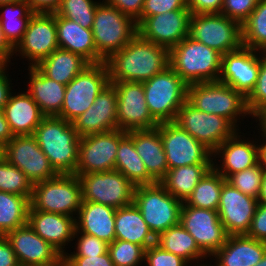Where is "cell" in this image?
Segmentation results:
<instances>
[{
    "mask_svg": "<svg viewBox=\"0 0 266 266\" xmlns=\"http://www.w3.org/2000/svg\"><path fill=\"white\" fill-rule=\"evenodd\" d=\"M224 0H187V7L192 14L220 13Z\"/></svg>",
    "mask_w": 266,
    "mask_h": 266,
    "instance_id": "cell-53",
    "label": "cell"
},
{
    "mask_svg": "<svg viewBox=\"0 0 266 266\" xmlns=\"http://www.w3.org/2000/svg\"><path fill=\"white\" fill-rule=\"evenodd\" d=\"M27 67L29 80L26 81L28 87L25 90L45 117L58 116L63 106L66 85L49 79L36 66Z\"/></svg>",
    "mask_w": 266,
    "mask_h": 266,
    "instance_id": "cell-30",
    "label": "cell"
},
{
    "mask_svg": "<svg viewBox=\"0 0 266 266\" xmlns=\"http://www.w3.org/2000/svg\"><path fill=\"white\" fill-rule=\"evenodd\" d=\"M110 83L117 92L118 129L130 132L153 129L159 125L147 107L143 83L132 81Z\"/></svg>",
    "mask_w": 266,
    "mask_h": 266,
    "instance_id": "cell-17",
    "label": "cell"
},
{
    "mask_svg": "<svg viewBox=\"0 0 266 266\" xmlns=\"http://www.w3.org/2000/svg\"><path fill=\"white\" fill-rule=\"evenodd\" d=\"M255 266H266V253L265 255L262 257V260Z\"/></svg>",
    "mask_w": 266,
    "mask_h": 266,
    "instance_id": "cell-63",
    "label": "cell"
},
{
    "mask_svg": "<svg viewBox=\"0 0 266 266\" xmlns=\"http://www.w3.org/2000/svg\"><path fill=\"white\" fill-rule=\"evenodd\" d=\"M263 174L264 169L260 163H258L253 167L231 174L226 179V182L232 187L240 190L243 194L258 199L262 187Z\"/></svg>",
    "mask_w": 266,
    "mask_h": 266,
    "instance_id": "cell-43",
    "label": "cell"
},
{
    "mask_svg": "<svg viewBox=\"0 0 266 266\" xmlns=\"http://www.w3.org/2000/svg\"><path fill=\"white\" fill-rule=\"evenodd\" d=\"M82 201V187L78 176L58 174L34 184L30 206L34 210L76 218Z\"/></svg>",
    "mask_w": 266,
    "mask_h": 266,
    "instance_id": "cell-6",
    "label": "cell"
},
{
    "mask_svg": "<svg viewBox=\"0 0 266 266\" xmlns=\"http://www.w3.org/2000/svg\"><path fill=\"white\" fill-rule=\"evenodd\" d=\"M82 187V200L116 209L133 203L135 185L117 170L77 175Z\"/></svg>",
    "mask_w": 266,
    "mask_h": 266,
    "instance_id": "cell-11",
    "label": "cell"
},
{
    "mask_svg": "<svg viewBox=\"0 0 266 266\" xmlns=\"http://www.w3.org/2000/svg\"><path fill=\"white\" fill-rule=\"evenodd\" d=\"M33 136L58 174H75L80 137L71 122L57 116L44 117Z\"/></svg>",
    "mask_w": 266,
    "mask_h": 266,
    "instance_id": "cell-2",
    "label": "cell"
},
{
    "mask_svg": "<svg viewBox=\"0 0 266 266\" xmlns=\"http://www.w3.org/2000/svg\"><path fill=\"white\" fill-rule=\"evenodd\" d=\"M56 29L59 48L79 54L90 64H99L93 32L79 23L56 15Z\"/></svg>",
    "mask_w": 266,
    "mask_h": 266,
    "instance_id": "cell-31",
    "label": "cell"
},
{
    "mask_svg": "<svg viewBox=\"0 0 266 266\" xmlns=\"http://www.w3.org/2000/svg\"><path fill=\"white\" fill-rule=\"evenodd\" d=\"M258 202L266 204V172L263 174L262 187L258 197Z\"/></svg>",
    "mask_w": 266,
    "mask_h": 266,
    "instance_id": "cell-61",
    "label": "cell"
},
{
    "mask_svg": "<svg viewBox=\"0 0 266 266\" xmlns=\"http://www.w3.org/2000/svg\"><path fill=\"white\" fill-rule=\"evenodd\" d=\"M246 134L242 132L241 135L238 130L213 152L212 167L225 179L259 163V141L257 138L252 140L251 137L245 139Z\"/></svg>",
    "mask_w": 266,
    "mask_h": 266,
    "instance_id": "cell-21",
    "label": "cell"
},
{
    "mask_svg": "<svg viewBox=\"0 0 266 266\" xmlns=\"http://www.w3.org/2000/svg\"><path fill=\"white\" fill-rule=\"evenodd\" d=\"M73 238V240L77 241V243L74 244L75 246L77 245L74 248L75 251L66 253L64 256H100L108 252L109 244L95 236L75 231Z\"/></svg>",
    "mask_w": 266,
    "mask_h": 266,
    "instance_id": "cell-46",
    "label": "cell"
},
{
    "mask_svg": "<svg viewBox=\"0 0 266 266\" xmlns=\"http://www.w3.org/2000/svg\"><path fill=\"white\" fill-rule=\"evenodd\" d=\"M19 1H22V0H0V4L11 3V2H19Z\"/></svg>",
    "mask_w": 266,
    "mask_h": 266,
    "instance_id": "cell-64",
    "label": "cell"
},
{
    "mask_svg": "<svg viewBox=\"0 0 266 266\" xmlns=\"http://www.w3.org/2000/svg\"><path fill=\"white\" fill-rule=\"evenodd\" d=\"M14 48L5 39L3 31L0 26V63L2 65H10L11 59H13Z\"/></svg>",
    "mask_w": 266,
    "mask_h": 266,
    "instance_id": "cell-57",
    "label": "cell"
},
{
    "mask_svg": "<svg viewBox=\"0 0 266 266\" xmlns=\"http://www.w3.org/2000/svg\"><path fill=\"white\" fill-rule=\"evenodd\" d=\"M89 65L79 54L58 48L36 67L49 79L67 85Z\"/></svg>",
    "mask_w": 266,
    "mask_h": 266,
    "instance_id": "cell-33",
    "label": "cell"
},
{
    "mask_svg": "<svg viewBox=\"0 0 266 266\" xmlns=\"http://www.w3.org/2000/svg\"><path fill=\"white\" fill-rule=\"evenodd\" d=\"M144 263L145 266H190L183 258L167 252L156 243L145 250Z\"/></svg>",
    "mask_w": 266,
    "mask_h": 266,
    "instance_id": "cell-47",
    "label": "cell"
},
{
    "mask_svg": "<svg viewBox=\"0 0 266 266\" xmlns=\"http://www.w3.org/2000/svg\"><path fill=\"white\" fill-rule=\"evenodd\" d=\"M109 84L105 62L90 64L66 85L63 106L57 117L72 123L91 107L98 94Z\"/></svg>",
    "mask_w": 266,
    "mask_h": 266,
    "instance_id": "cell-10",
    "label": "cell"
},
{
    "mask_svg": "<svg viewBox=\"0 0 266 266\" xmlns=\"http://www.w3.org/2000/svg\"><path fill=\"white\" fill-rule=\"evenodd\" d=\"M189 10H173L140 18L137 33L144 39L169 50L189 36Z\"/></svg>",
    "mask_w": 266,
    "mask_h": 266,
    "instance_id": "cell-20",
    "label": "cell"
},
{
    "mask_svg": "<svg viewBox=\"0 0 266 266\" xmlns=\"http://www.w3.org/2000/svg\"><path fill=\"white\" fill-rule=\"evenodd\" d=\"M115 170L121 172L135 186L156 183L147 173L141 157L135 150L133 140L128 135L119 142Z\"/></svg>",
    "mask_w": 266,
    "mask_h": 266,
    "instance_id": "cell-36",
    "label": "cell"
},
{
    "mask_svg": "<svg viewBox=\"0 0 266 266\" xmlns=\"http://www.w3.org/2000/svg\"><path fill=\"white\" fill-rule=\"evenodd\" d=\"M159 132L168 170L186 165L213 163V152L175 122L159 123Z\"/></svg>",
    "mask_w": 266,
    "mask_h": 266,
    "instance_id": "cell-13",
    "label": "cell"
},
{
    "mask_svg": "<svg viewBox=\"0 0 266 266\" xmlns=\"http://www.w3.org/2000/svg\"><path fill=\"white\" fill-rule=\"evenodd\" d=\"M243 46L266 53V0H259L242 24Z\"/></svg>",
    "mask_w": 266,
    "mask_h": 266,
    "instance_id": "cell-40",
    "label": "cell"
},
{
    "mask_svg": "<svg viewBox=\"0 0 266 266\" xmlns=\"http://www.w3.org/2000/svg\"><path fill=\"white\" fill-rule=\"evenodd\" d=\"M265 253L266 242L247 235H230L225 244L210 258L215 260V266H255ZM214 265L208 264V266Z\"/></svg>",
    "mask_w": 266,
    "mask_h": 266,
    "instance_id": "cell-26",
    "label": "cell"
},
{
    "mask_svg": "<svg viewBox=\"0 0 266 266\" xmlns=\"http://www.w3.org/2000/svg\"><path fill=\"white\" fill-rule=\"evenodd\" d=\"M189 37L226 54L243 46L242 25L221 13L190 14Z\"/></svg>",
    "mask_w": 266,
    "mask_h": 266,
    "instance_id": "cell-9",
    "label": "cell"
},
{
    "mask_svg": "<svg viewBox=\"0 0 266 266\" xmlns=\"http://www.w3.org/2000/svg\"><path fill=\"white\" fill-rule=\"evenodd\" d=\"M27 223L62 256L69 252L65 246L74 241L73 237L76 230L74 217L38 211L30 206Z\"/></svg>",
    "mask_w": 266,
    "mask_h": 266,
    "instance_id": "cell-25",
    "label": "cell"
},
{
    "mask_svg": "<svg viewBox=\"0 0 266 266\" xmlns=\"http://www.w3.org/2000/svg\"><path fill=\"white\" fill-rule=\"evenodd\" d=\"M78 136L105 133L118 129L117 92L110 83L96 97L94 103L72 122Z\"/></svg>",
    "mask_w": 266,
    "mask_h": 266,
    "instance_id": "cell-24",
    "label": "cell"
},
{
    "mask_svg": "<svg viewBox=\"0 0 266 266\" xmlns=\"http://www.w3.org/2000/svg\"><path fill=\"white\" fill-rule=\"evenodd\" d=\"M33 14L25 0L0 4V26L13 48L22 40Z\"/></svg>",
    "mask_w": 266,
    "mask_h": 266,
    "instance_id": "cell-37",
    "label": "cell"
},
{
    "mask_svg": "<svg viewBox=\"0 0 266 266\" xmlns=\"http://www.w3.org/2000/svg\"><path fill=\"white\" fill-rule=\"evenodd\" d=\"M212 164H195L169 169L160 181L175 198L185 202Z\"/></svg>",
    "mask_w": 266,
    "mask_h": 266,
    "instance_id": "cell-35",
    "label": "cell"
},
{
    "mask_svg": "<svg viewBox=\"0 0 266 266\" xmlns=\"http://www.w3.org/2000/svg\"><path fill=\"white\" fill-rule=\"evenodd\" d=\"M225 182L226 179L212 167L199 181L185 203L196 208L217 210Z\"/></svg>",
    "mask_w": 266,
    "mask_h": 266,
    "instance_id": "cell-39",
    "label": "cell"
},
{
    "mask_svg": "<svg viewBox=\"0 0 266 266\" xmlns=\"http://www.w3.org/2000/svg\"><path fill=\"white\" fill-rule=\"evenodd\" d=\"M258 1L259 0H224L220 13L242 25L255 9Z\"/></svg>",
    "mask_w": 266,
    "mask_h": 266,
    "instance_id": "cell-48",
    "label": "cell"
},
{
    "mask_svg": "<svg viewBox=\"0 0 266 266\" xmlns=\"http://www.w3.org/2000/svg\"><path fill=\"white\" fill-rule=\"evenodd\" d=\"M9 65H3L0 68V109H4L5 104L9 101V98L12 94V89L14 85L11 80V76H9ZM8 73V74H7Z\"/></svg>",
    "mask_w": 266,
    "mask_h": 266,
    "instance_id": "cell-54",
    "label": "cell"
},
{
    "mask_svg": "<svg viewBox=\"0 0 266 266\" xmlns=\"http://www.w3.org/2000/svg\"><path fill=\"white\" fill-rule=\"evenodd\" d=\"M58 48L56 14L34 13L22 40L14 48V57L26 58L29 67L37 66Z\"/></svg>",
    "mask_w": 266,
    "mask_h": 266,
    "instance_id": "cell-16",
    "label": "cell"
},
{
    "mask_svg": "<svg viewBox=\"0 0 266 266\" xmlns=\"http://www.w3.org/2000/svg\"><path fill=\"white\" fill-rule=\"evenodd\" d=\"M258 203L257 198L243 194L228 182L223 184L217 211L228 236L247 235Z\"/></svg>",
    "mask_w": 266,
    "mask_h": 266,
    "instance_id": "cell-22",
    "label": "cell"
},
{
    "mask_svg": "<svg viewBox=\"0 0 266 266\" xmlns=\"http://www.w3.org/2000/svg\"><path fill=\"white\" fill-rule=\"evenodd\" d=\"M170 50L142 38L138 33L107 65L110 82H145L169 67Z\"/></svg>",
    "mask_w": 266,
    "mask_h": 266,
    "instance_id": "cell-1",
    "label": "cell"
},
{
    "mask_svg": "<svg viewBox=\"0 0 266 266\" xmlns=\"http://www.w3.org/2000/svg\"><path fill=\"white\" fill-rule=\"evenodd\" d=\"M174 122L212 152L238 131L228 119L199 111L187 101L179 109Z\"/></svg>",
    "mask_w": 266,
    "mask_h": 266,
    "instance_id": "cell-12",
    "label": "cell"
},
{
    "mask_svg": "<svg viewBox=\"0 0 266 266\" xmlns=\"http://www.w3.org/2000/svg\"><path fill=\"white\" fill-rule=\"evenodd\" d=\"M187 102L199 111L228 119L238 130H241L239 122L244 121L243 118L254 119L248 110L247 98L219 81L188 85Z\"/></svg>",
    "mask_w": 266,
    "mask_h": 266,
    "instance_id": "cell-4",
    "label": "cell"
},
{
    "mask_svg": "<svg viewBox=\"0 0 266 266\" xmlns=\"http://www.w3.org/2000/svg\"><path fill=\"white\" fill-rule=\"evenodd\" d=\"M52 266H70V265L68 264V262L64 258H62L56 264H54Z\"/></svg>",
    "mask_w": 266,
    "mask_h": 266,
    "instance_id": "cell-62",
    "label": "cell"
},
{
    "mask_svg": "<svg viewBox=\"0 0 266 266\" xmlns=\"http://www.w3.org/2000/svg\"><path fill=\"white\" fill-rule=\"evenodd\" d=\"M173 10H189L187 0H145L140 18H147Z\"/></svg>",
    "mask_w": 266,
    "mask_h": 266,
    "instance_id": "cell-49",
    "label": "cell"
},
{
    "mask_svg": "<svg viewBox=\"0 0 266 266\" xmlns=\"http://www.w3.org/2000/svg\"><path fill=\"white\" fill-rule=\"evenodd\" d=\"M116 7L123 14L131 17L136 23L140 20L145 0H102Z\"/></svg>",
    "mask_w": 266,
    "mask_h": 266,
    "instance_id": "cell-51",
    "label": "cell"
},
{
    "mask_svg": "<svg viewBox=\"0 0 266 266\" xmlns=\"http://www.w3.org/2000/svg\"><path fill=\"white\" fill-rule=\"evenodd\" d=\"M33 186L25 173L0 157V191L26 196L30 200Z\"/></svg>",
    "mask_w": 266,
    "mask_h": 266,
    "instance_id": "cell-41",
    "label": "cell"
},
{
    "mask_svg": "<svg viewBox=\"0 0 266 266\" xmlns=\"http://www.w3.org/2000/svg\"><path fill=\"white\" fill-rule=\"evenodd\" d=\"M257 130H259L258 132L260 134L257 137L258 141L260 142L259 143V163L263 167L264 172H266V134L260 128Z\"/></svg>",
    "mask_w": 266,
    "mask_h": 266,
    "instance_id": "cell-59",
    "label": "cell"
},
{
    "mask_svg": "<svg viewBox=\"0 0 266 266\" xmlns=\"http://www.w3.org/2000/svg\"><path fill=\"white\" fill-rule=\"evenodd\" d=\"M221 63V53L189 36L170 49L169 66L187 85L218 81Z\"/></svg>",
    "mask_w": 266,
    "mask_h": 266,
    "instance_id": "cell-3",
    "label": "cell"
},
{
    "mask_svg": "<svg viewBox=\"0 0 266 266\" xmlns=\"http://www.w3.org/2000/svg\"><path fill=\"white\" fill-rule=\"evenodd\" d=\"M264 52L242 46L222 55L219 82L231 86L246 98L255 88Z\"/></svg>",
    "mask_w": 266,
    "mask_h": 266,
    "instance_id": "cell-19",
    "label": "cell"
},
{
    "mask_svg": "<svg viewBox=\"0 0 266 266\" xmlns=\"http://www.w3.org/2000/svg\"><path fill=\"white\" fill-rule=\"evenodd\" d=\"M70 266H115L109 252L100 256H63Z\"/></svg>",
    "mask_w": 266,
    "mask_h": 266,
    "instance_id": "cell-52",
    "label": "cell"
},
{
    "mask_svg": "<svg viewBox=\"0 0 266 266\" xmlns=\"http://www.w3.org/2000/svg\"><path fill=\"white\" fill-rule=\"evenodd\" d=\"M115 239L138 244L145 250L156 242V237L134 203L116 209Z\"/></svg>",
    "mask_w": 266,
    "mask_h": 266,
    "instance_id": "cell-32",
    "label": "cell"
},
{
    "mask_svg": "<svg viewBox=\"0 0 266 266\" xmlns=\"http://www.w3.org/2000/svg\"><path fill=\"white\" fill-rule=\"evenodd\" d=\"M92 32L99 63L124 48L137 34V24L116 7L100 2L95 11Z\"/></svg>",
    "mask_w": 266,
    "mask_h": 266,
    "instance_id": "cell-5",
    "label": "cell"
},
{
    "mask_svg": "<svg viewBox=\"0 0 266 266\" xmlns=\"http://www.w3.org/2000/svg\"><path fill=\"white\" fill-rule=\"evenodd\" d=\"M127 135L133 140L135 150L141 157L147 173L156 182H160L166 176L168 166L159 125L153 129L130 131Z\"/></svg>",
    "mask_w": 266,
    "mask_h": 266,
    "instance_id": "cell-29",
    "label": "cell"
},
{
    "mask_svg": "<svg viewBox=\"0 0 266 266\" xmlns=\"http://www.w3.org/2000/svg\"><path fill=\"white\" fill-rule=\"evenodd\" d=\"M115 214L114 207L82 201L75 218V231L95 236L110 244L115 240Z\"/></svg>",
    "mask_w": 266,
    "mask_h": 266,
    "instance_id": "cell-27",
    "label": "cell"
},
{
    "mask_svg": "<svg viewBox=\"0 0 266 266\" xmlns=\"http://www.w3.org/2000/svg\"><path fill=\"white\" fill-rule=\"evenodd\" d=\"M13 138L3 109H0V144L4 146Z\"/></svg>",
    "mask_w": 266,
    "mask_h": 266,
    "instance_id": "cell-58",
    "label": "cell"
},
{
    "mask_svg": "<svg viewBox=\"0 0 266 266\" xmlns=\"http://www.w3.org/2000/svg\"><path fill=\"white\" fill-rule=\"evenodd\" d=\"M180 224L209 259L225 244L228 237L217 210L196 208L183 202Z\"/></svg>",
    "mask_w": 266,
    "mask_h": 266,
    "instance_id": "cell-18",
    "label": "cell"
},
{
    "mask_svg": "<svg viewBox=\"0 0 266 266\" xmlns=\"http://www.w3.org/2000/svg\"><path fill=\"white\" fill-rule=\"evenodd\" d=\"M100 2L101 0H61L55 14L79 23L83 28L92 29L96 7Z\"/></svg>",
    "mask_w": 266,
    "mask_h": 266,
    "instance_id": "cell-42",
    "label": "cell"
},
{
    "mask_svg": "<svg viewBox=\"0 0 266 266\" xmlns=\"http://www.w3.org/2000/svg\"><path fill=\"white\" fill-rule=\"evenodd\" d=\"M127 135L120 129L80 137L74 175L115 170L119 142Z\"/></svg>",
    "mask_w": 266,
    "mask_h": 266,
    "instance_id": "cell-14",
    "label": "cell"
},
{
    "mask_svg": "<svg viewBox=\"0 0 266 266\" xmlns=\"http://www.w3.org/2000/svg\"><path fill=\"white\" fill-rule=\"evenodd\" d=\"M108 252L115 266H141L144 262L145 249L132 242L115 239Z\"/></svg>",
    "mask_w": 266,
    "mask_h": 266,
    "instance_id": "cell-44",
    "label": "cell"
},
{
    "mask_svg": "<svg viewBox=\"0 0 266 266\" xmlns=\"http://www.w3.org/2000/svg\"><path fill=\"white\" fill-rule=\"evenodd\" d=\"M142 83L152 117L158 123L174 122L187 101L188 85L170 66Z\"/></svg>",
    "mask_w": 266,
    "mask_h": 266,
    "instance_id": "cell-7",
    "label": "cell"
},
{
    "mask_svg": "<svg viewBox=\"0 0 266 266\" xmlns=\"http://www.w3.org/2000/svg\"><path fill=\"white\" fill-rule=\"evenodd\" d=\"M2 149H3V146L0 144V157H2Z\"/></svg>",
    "mask_w": 266,
    "mask_h": 266,
    "instance_id": "cell-65",
    "label": "cell"
},
{
    "mask_svg": "<svg viewBox=\"0 0 266 266\" xmlns=\"http://www.w3.org/2000/svg\"><path fill=\"white\" fill-rule=\"evenodd\" d=\"M5 237L11 244L20 266H52L63 258L28 223L8 232Z\"/></svg>",
    "mask_w": 266,
    "mask_h": 266,
    "instance_id": "cell-23",
    "label": "cell"
},
{
    "mask_svg": "<svg viewBox=\"0 0 266 266\" xmlns=\"http://www.w3.org/2000/svg\"><path fill=\"white\" fill-rule=\"evenodd\" d=\"M247 107L254 119L266 110V53L260 57L257 83L247 97Z\"/></svg>",
    "mask_w": 266,
    "mask_h": 266,
    "instance_id": "cell-45",
    "label": "cell"
},
{
    "mask_svg": "<svg viewBox=\"0 0 266 266\" xmlns=\"http://www.w3.org/2000/svg\"><path fill=\"white\" fill-rule=\"evenodd\" d=\"M0 266H20L15 252L5 236H0Z\"/></svg>",
    "mask_w": 266,
    "mask_h": 266,
    "instance_id": "cell-55",
    "label": "cell"
},
{
    "mask_svg": "<svg viewBox=\"0 0 266 266\" xmlns=\"http://www.w3.org/2000/svg\"><path fill=\"white\" fill-rule=\"evenodd\" d=\"M29 207L26 196L0 191V236L27 224Z\"/></svg>",
    "mask_w": 266,
    "mask_h": 266,
    "instance_id": "cell-38",
    "label": "cell"
},
{
    "mask_svg": "<svg viewBox=\"0 0 266 266\" xmlns=\"http://www.w3.org/2000/svg\"><path fill=\"white\" fill-rule=\"evenodd\" d=\"M16 93L12 92L3 109L10 131L13 136L33 135L45 116L27 91Z\"/></svg>",
    "mask_w": 266,
    "mask_h": 266,
    "instance_id": "cell-28",
    "label": "cell"
},
{
    "mask_svg": "<svg viewBox=\"0 0 266 266\" xmlns=\"http://www.w3.org/2000/svg\"><path fill=\"white\" fill-rule=\"evenodd\" d=\"M2 157L25 173L33 185L58 175L33 135L13 136L3 146Z\"/></svg>",
    "mask_w": 266,
    "mask_h": 266,
    "instance_id": "cell-15",
    "label": "cell"
},
{
    "mask_svg": "<svg viewBox=\"0 0 266 266\" xmlns=\"http://www.w3.org/2000/svg\"><path fill=\"white\" fill-rule=\"evenodd\" d=\"M247 236L266 242V204L258 203Z\"/></svg>",
    "mask_w": 266,
    "mask_h": 266,
    "instance_id": "cell-50",
    "label": "cell"
},
{
    "mask_svg": "<svg viewBox=\"0 0 266 266\" xmlns=\"http://www.w3.org/2000/svg\"><path fill=\"white\" fill-rule=\"evenodd\" d=\"M155 243L167 252L183 258L188 264L190 263V266L192 263V266H208V263L203 262L208 257L200 250L195 239L180 223L159 234ZM199 262H203V264Z\"/></svg>",
    "mask_w": 266,
    "mask_h": 266,
    "instance_id": "cell-34",
    "label": "cell"
},
{
    "mask_svg": "<svg viewBox=\"0 0 266 266\" xmlns=\"http://www.w3.org/2000/svg\"><path fill=\"white\" fill-rule=\"evenodd\" d=\"M256 120V121H255ZM254 121L257 123L258 126H255L257 128H260L265 134H266V110H264L260 115H258Z\"/></svg>",
    "mask_w": 266,
    "mask_h": 266,
    "instance_id": "cell-60",
    "label": "cell"
},
{
    "mask_svg": "<svg viewBox=\"0 0 266 266\" xmlns=\"http://www.w3.org/2000/svg\"><path fill=\"white\" fill-rule=\"evenodd\" d=\"M34 13H55L61 0H25Z\"/></svg>",
    "mask_w": 266,
    "mask_h": 266,
    "instance_id": "cell-56",
    "label": "cell"
},
{
    "mask_svg": "<svg viewBox=\"0 0 266 266\" xmlns=\"http://www.w3.org/2000/svg\"><path fill=\"white\" fill-rule=\"evenodd\" d=\"M133 203L155 237L180 223L183 202L170 194L160 182L136 186Z\"/></svg>",
    "mask_w": 266,
    "mask_h": 266,
    "instance_id": "cell-8",
    "label": "cell"
}]
</instances>
